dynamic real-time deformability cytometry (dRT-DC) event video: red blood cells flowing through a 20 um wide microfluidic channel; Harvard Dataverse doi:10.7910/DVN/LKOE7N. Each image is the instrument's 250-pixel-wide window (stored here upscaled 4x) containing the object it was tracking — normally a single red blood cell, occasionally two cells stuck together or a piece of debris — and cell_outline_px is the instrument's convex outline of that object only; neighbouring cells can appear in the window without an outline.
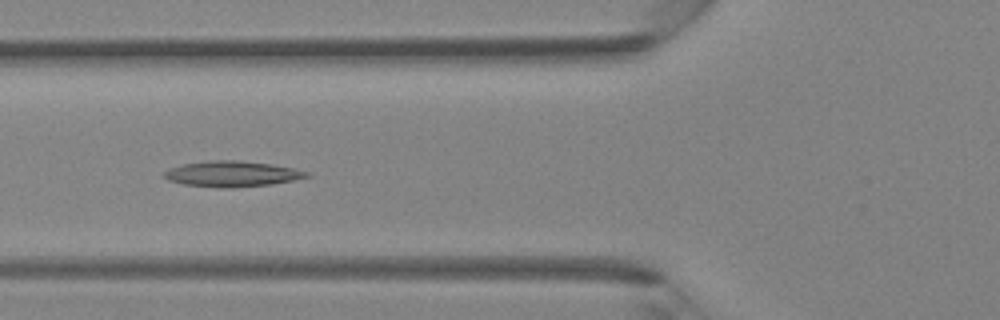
{"species": "Egyptian fruit bat (a non-hibernating species)", "species_latin": "Rousettus aegyptiacus", "temperature_condition": "room temperature", "stored_images_in_passage": 40, "camera_frame_rate_fps": 3000, "um_per_image_px": 0.085, "animal": {"sex": "female"}, "frame": {"image": 1, "passage_image": 15, "time_ms": 4.667, "image_size_px": [1000, 320], "cell_outline_px": [[312, 176], [272, 184], [232, 188], [224, 188], [184, 184], [168, 180], [160, 176], [168, 168], [184, 164], [208, 160], [240, 160], [272, 164], [292, 168], [308, 172]], "centroid_in_image_um": [19.69, 14.77], "position_along_channel_um": 106.1, "area_um2": 21.39}}
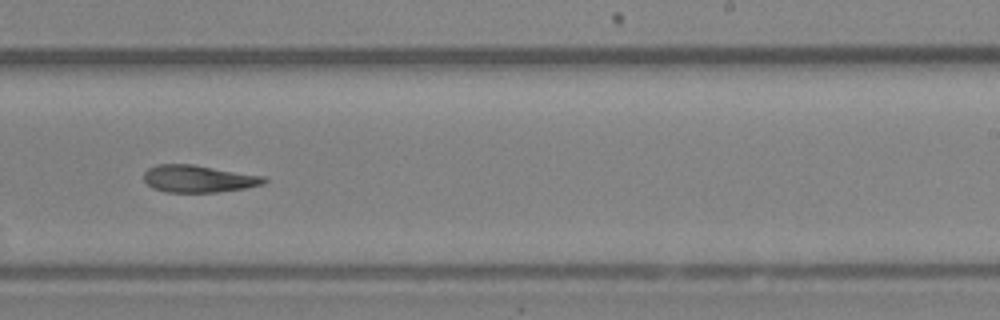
{"frame": {"image": 2, "passage_image": 25, "time_ms": 8.0, "image_size_px": [1000, 320], "cell_outline_px": [[268, 180], [264, 184], [244, 188], [216, 192], [164, 192], [152, 188], [144, 180], [144, 172], [148, 168], [156, 164], [192, 164], [268, 176]], "centroid_in_image_um": [16.89, 15.18], "position_along_channel_um": 272.1, "area_um2": 19.31}}
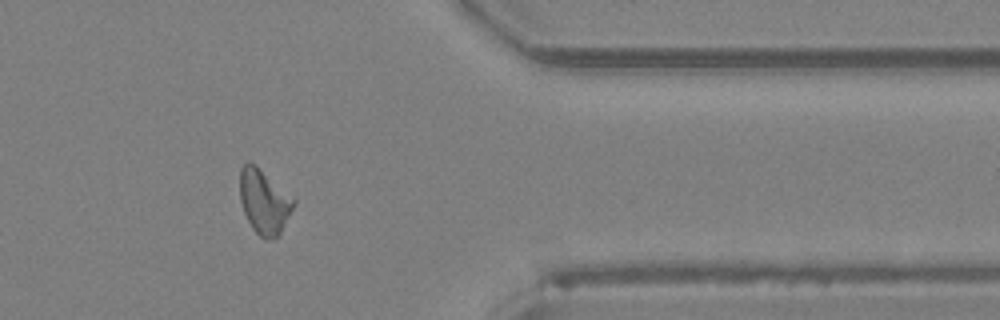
{"frame": {"image": 3, "passage_image": 33, "time_ms": 10.667, "image_size_px": [1000, 320], "cell_outline_px": [[296, 200], [280, 232], [276, 236], [260, 236], [252, 228], [244, 212], [240, 200], [240, 168], [248, 160], [256, 164]], "centroid_in_image_um": [22.41, 17.05], "position_along_channel_um": 389.0, "area_um2": 19.65}}